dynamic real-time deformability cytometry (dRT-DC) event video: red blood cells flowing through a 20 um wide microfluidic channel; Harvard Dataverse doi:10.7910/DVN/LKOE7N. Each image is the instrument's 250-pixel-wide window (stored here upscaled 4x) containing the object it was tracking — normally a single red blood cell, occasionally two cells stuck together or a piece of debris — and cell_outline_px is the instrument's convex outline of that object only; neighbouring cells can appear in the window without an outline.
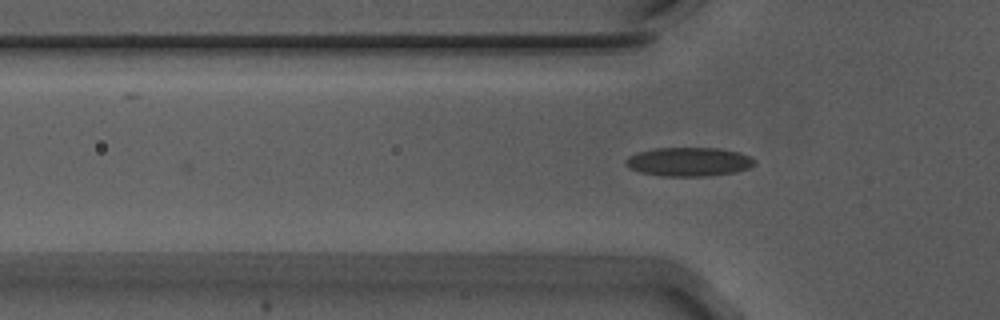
{"species": "Egyptian fruit bat (a non-hibernating species)", "species_latin": "Rousettus aegyptiacus", "temperature_condition": "warm", "stored_images_in_passage": 6, "camera_frame_rate_fps": 3000, "um_per_image_px": 0.085, "animal": {"sex": "male"}, "frame": {"image": 1, "passage_image": 6, "time_ms": 1.667, "image_size_px": [1000, 320], "cell_outline_px": [[756, 164], [748, 168], [736, 172], [712, 176], [664, 176], [640, 172], [624, 164], [624, 160], [628, 156], [640, 152], [656, 148], [720, 148], [740, 152], [756, 160]], "centroid_in_image_um": [58.59, 13.75], "position_along_channel_um": 67.2, "area_um2": 21.73}}